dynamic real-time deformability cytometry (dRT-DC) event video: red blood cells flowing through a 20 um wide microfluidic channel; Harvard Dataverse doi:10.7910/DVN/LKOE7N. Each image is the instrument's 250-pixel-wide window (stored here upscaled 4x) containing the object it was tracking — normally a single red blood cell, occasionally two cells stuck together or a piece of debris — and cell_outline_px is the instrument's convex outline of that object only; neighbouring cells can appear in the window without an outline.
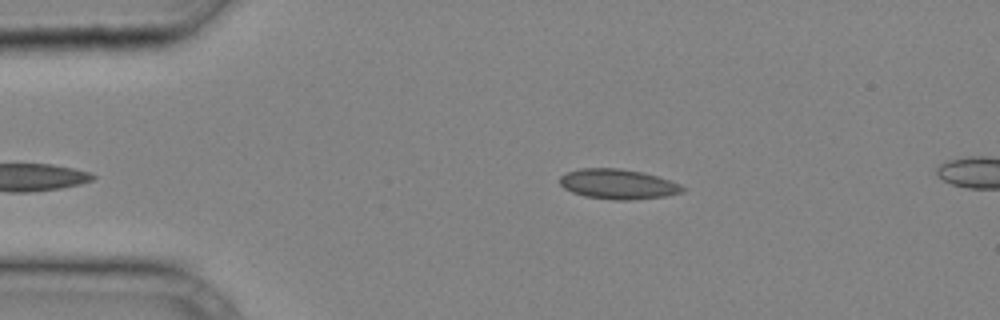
{"species": "common noctule bat (a hibernating species)", "species_latin": "Nyctalus noctula", "temperature_condition": "cold", "stored_images_in_passage": 5, "camera_frame_rate_fps": 3000, "um_per_image_px": 0.085, "animal": {"sex": "male", "body_mass_g": 20.4}, "frame": {"image": 1, "passage_image": 2, "time_ms": 0.333, "image_size_px": [1000, 320], "cell_outline_px": [[688, 188], [684, 192], [664, 196], [632, 200], [612, 200], [584, 196], [572, 192], [564, 188], [560, 184], [560, 176], [568, 172], [580, 168], [620, 168], [644, 172], [680, 184]], "centroid_in_image_um": [52.54, 15.65], "position_along_channel_um": 32.5, "area_um2": 21.56}}